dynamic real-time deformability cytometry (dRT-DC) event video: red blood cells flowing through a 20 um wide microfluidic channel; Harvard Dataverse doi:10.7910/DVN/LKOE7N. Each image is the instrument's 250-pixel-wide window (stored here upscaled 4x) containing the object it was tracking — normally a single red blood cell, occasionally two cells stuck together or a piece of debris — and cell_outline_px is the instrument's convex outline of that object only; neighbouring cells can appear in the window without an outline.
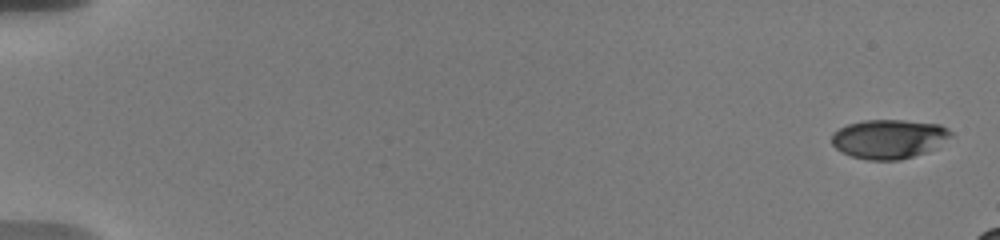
{"species": "human", "species_latin": "Homo sapiens", "temperature_condition": "warm", "stored_images_in_passage": 14, "camera_frame_rate_fps": 3000, "um_per_image_px": 0.085, "donor": {"sex": "male"}, "frame": {"image": 1, "passage_image": 1, "time_ms": 0.0, "image_size_px": [1000, 240], "cell_outline_px": [[956, 136], [924, 152], [900, 160], [868, 160], [852, 156], [836, 148], [832, 144], [832, 132], [848, 124], [864, 120], [904, 120], [940, 124], [948, 128]], "centroid_in_image_um": [75.58, 11.79], "position_along_channel_um": 9.4, "area_um2": 27.17}}
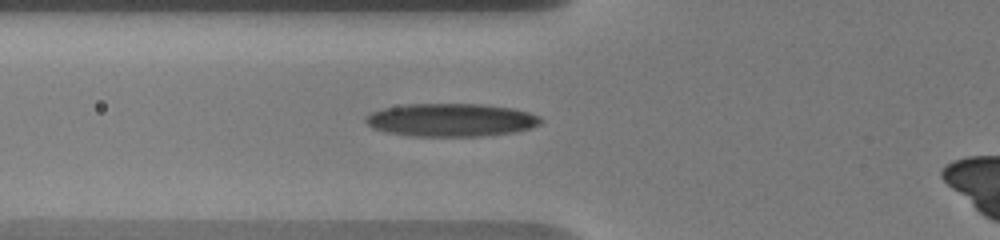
{"frame": {"image": 2, "passage_image": 12, "time_ms": 7.0, "image_size_px": [1000, 240], "cell_outline_px": [[544, 120], [540, 124], [532, 128], [516, 132], [480, 136], [412, 136], [388, 132], [372, 128], [364, 120], [364, 116], [372, 112], [384, 108], [404, 104], [484, 104], [512, 108], [528, 112], [540, 116]], "centroid_in_image_um": [38.37, 10.19], "position_along_channel_um": 87.4, "area_um2": 33.93}}
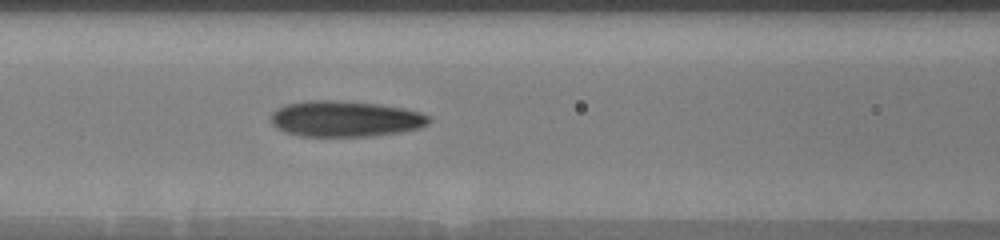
{"frame": {"image": 3, "passage_image": 14, "time_ms": 8.333, "image_size_px": [1000, 240], "cell_outline_px": [[432, 120], [428, 124], [420, 128], [400, 132], [372, 136], [300, 136], [284, 132], [276, 128], [272, 124], [272, 112], [276, 108], [288, 104], [308, 100], [336, 100], [376, 104], [404, 108], [420, 112], [428, 116]], "centroid_in_image_um": [29.34, 10.1], "position_along_channel_um": 137.3, "area_um2": 33.12}}